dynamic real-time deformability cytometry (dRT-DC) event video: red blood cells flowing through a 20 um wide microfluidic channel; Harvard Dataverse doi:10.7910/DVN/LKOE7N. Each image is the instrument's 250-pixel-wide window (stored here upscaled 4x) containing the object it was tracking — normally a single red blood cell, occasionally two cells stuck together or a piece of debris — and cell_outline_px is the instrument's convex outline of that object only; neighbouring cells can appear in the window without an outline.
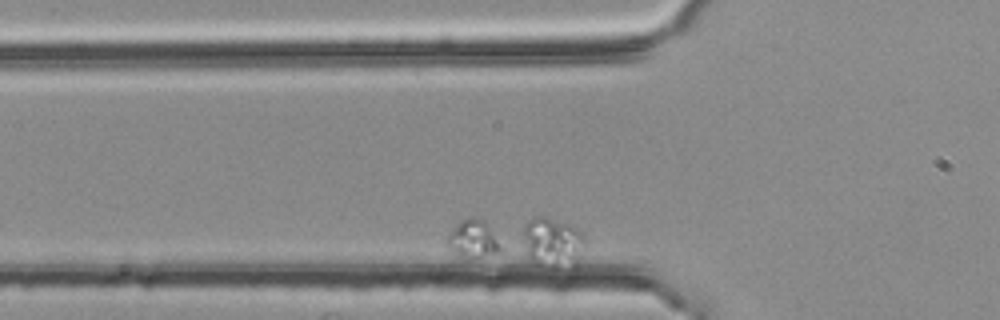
{"species": "common noctule bat (a hibernating species)", "species_latin": "Nyctalus noctula", "temperature_condition": "room temperature", "stored_images_in_passage": 5, "camera_frame_rate_fps": 3000, "um_per_image_px": 0.085, "animal": {"sex": "female", "body_mass_g": 25.1}, "frame": {"image": 1, "passage_image": 5, "time_ms": 1.333, "image_size_px": [1000, 320], "cell_outline_px": [[584, 244], [576, 264], [556, 268], [540, 268], [528, 256], [524, 236], [524, 224], [528, 220], [536, 216], [544, 216], [572, 224], [584, 232]], "centroid_in_image_um": [46.99, 20.59], "position_along_channel_um": 78.8, "area_um2": 18.15}}